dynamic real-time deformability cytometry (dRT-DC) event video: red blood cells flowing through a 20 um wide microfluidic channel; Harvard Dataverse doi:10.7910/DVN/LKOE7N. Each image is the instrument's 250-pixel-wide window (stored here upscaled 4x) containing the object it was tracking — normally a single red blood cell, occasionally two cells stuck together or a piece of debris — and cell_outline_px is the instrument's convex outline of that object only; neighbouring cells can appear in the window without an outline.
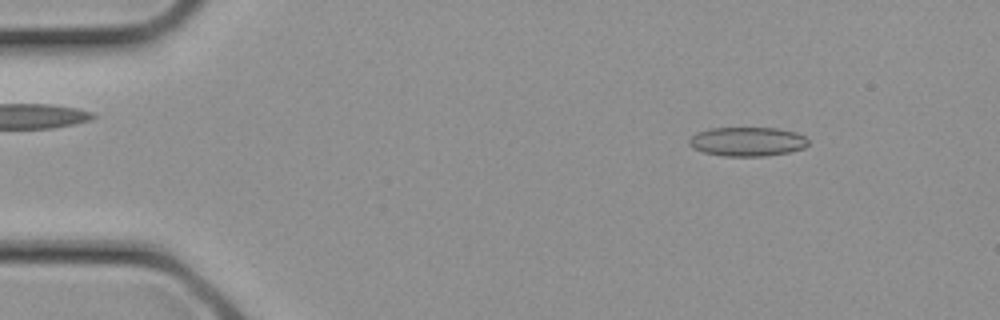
{"species": "common noctule bat (a hibernating species)", "species_latin": "Nyctalus noctula", "temperature_condition": "cold", "stored_images_in_passage": 8, "camera_frame_rate_fps": 3000, "um_per_image_px": 0.085, "animal": {"sex": "female", "body_mass_g": 21.9}, "frame": {"image": 1, "passage_image": 3, "time_ms": 0.667, "image_size_px": [1000, 320], "cell_outline_px": [[808, 144], [804, 148], [788, 152], [764, 156], [724, 156], [704, 152], [692, 148], [688, 144], [688, 140], [696, 132], [712, 128], [780, 128], [796, 132], [804, 136], [808, 140]], "centroid_in_image_um": [63.51, 12.03], "position_along_channel_um": 21.5, "area_um2": 20.29}}